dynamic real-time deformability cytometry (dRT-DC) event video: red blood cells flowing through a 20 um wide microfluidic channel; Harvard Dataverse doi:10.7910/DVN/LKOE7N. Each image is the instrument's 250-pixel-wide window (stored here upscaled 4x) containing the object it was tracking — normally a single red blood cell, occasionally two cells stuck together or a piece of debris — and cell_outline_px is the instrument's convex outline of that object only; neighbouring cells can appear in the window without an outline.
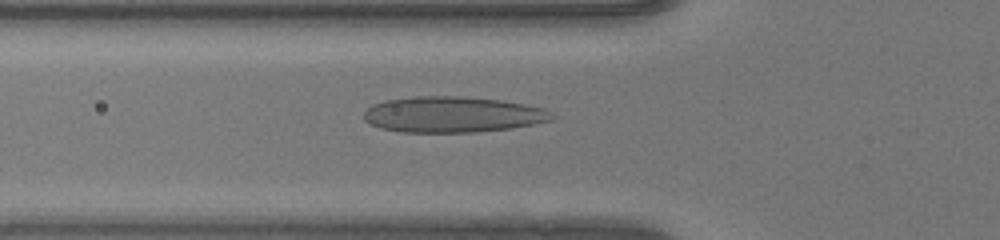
{"species": "human", "species_latin": "Homo sapiens", "temperature_condition": "warm", "stored_images_in_passage": 48, "camera_frame_rate_fps": 3000, "um_per_image_px": 0.085, "donor": {"sex": "female"}, "frame": {"image": 1, "passage_image": 16, "time_ms": 5.0, "image_size_px": [1000, 240], "cell_outline_px": [[556, 120], [536, 124], [512, 128], [476, 132], [404, 132], [380, 128], [368, 124], [364, 120], [364, 112], [372, 104], [384, 100], [416, 96], [456, 96], [500, 100], [524, 104], [544, 108], [552, 112], [556, 116]], "centroid_in_image_um": [38.5, 9.74], "position_along_channel_um": 87.3, "area_um2": 39.65}}
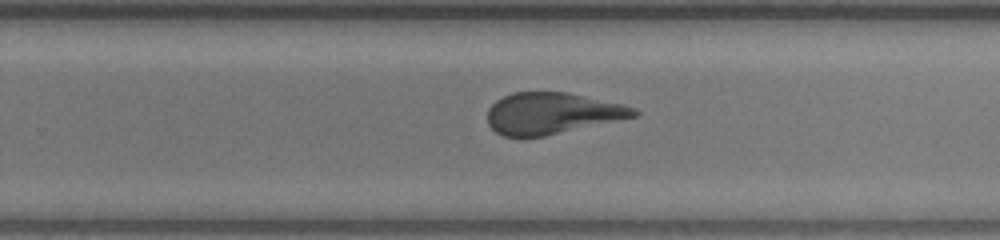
{"frame": {"image": 2, "passage_image": 30, "time_ms": 9.667, "image_size_px": [1000, 240], "cell_outline_px": [[640, 112], [636, 116], [544, 136], [504, 136], [496, 132], [488, 124], [488, 108], [496, 100], [512, 92], [568, 92], [624, 104], [636, 108]], "centroid_in_image_um": [46.92, 9.62], "position_along_channel_um": 282.9, "area_um2": 35.14}}
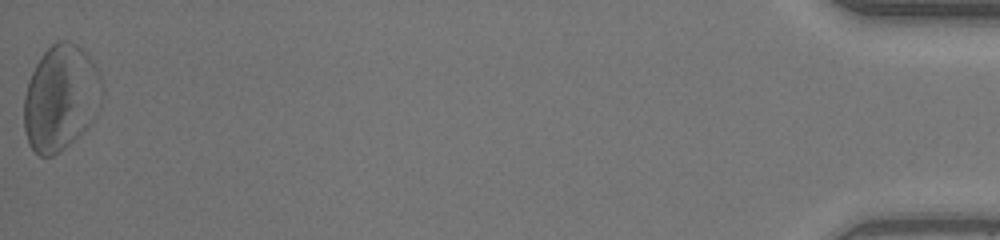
{"frame": {"image": 3, "passage_image": 48, "time_ms": 15.667, "image_size_px": [1000, 240], "cell_outline_px": [[100, 84], [92, 120], [88, 128], [60, 152], [52, 156], [40, 156], [28, 144], [24, 128], [24, 96], [28, 80], [36, 64], [44, 52], [56, 40], [72, 40], [92, 60], [100, 76]], "centroid_in_image_um": [5.09, 8.32], "position_along_channel_um": 430.1, "area_um2": 47.34}, "authors_computed_cell_mechanics": {"area_um2": 37.7145, "velocity_mm_per_s": 4.1968, "shape_relaxation_time_tau1_ms": 9.2321, "shape_relaxation_time_tau2_ms": 1.1283, "deformation_change_tau1": 0.2949, "deformation_change_tau2": 0.1017}}